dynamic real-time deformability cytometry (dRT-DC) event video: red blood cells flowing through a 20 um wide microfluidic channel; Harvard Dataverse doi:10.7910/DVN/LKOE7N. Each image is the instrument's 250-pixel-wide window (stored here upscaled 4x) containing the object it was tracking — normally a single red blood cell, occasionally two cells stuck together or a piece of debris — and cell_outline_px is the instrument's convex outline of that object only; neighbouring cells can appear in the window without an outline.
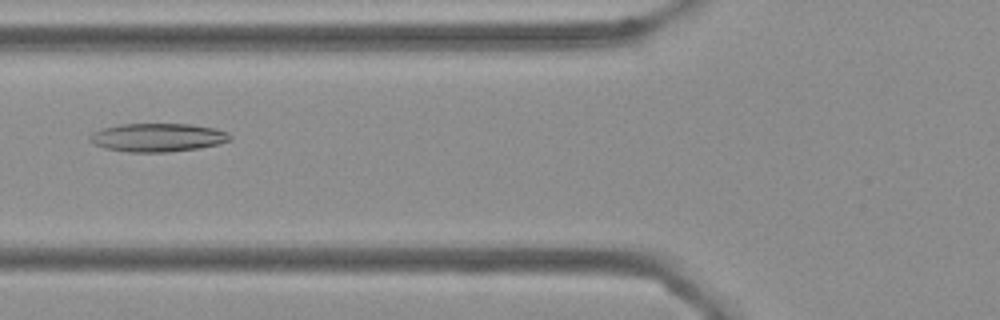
{"species": "Egyptian fruit bat (a non-hibernating species)", "species_latin": "Rousettus aegyptiacus", "temperature_condition": "cold", "stored_images_in_passage": 6, "camera_frame_rate_fps": 3000, "um_per_image_px": 0.085, "frame": {"image": 1, "passage_image": 6, "time_ms": 1.667, "image_size_px": [1000, 320], "cell_outline_px": [[232, 140], [220, 144], [200, 148], [168, 152], [128, 152], [104, 148], [88, 140], [88, 136], [92, 132], [104, 128], [120, 124], [192, 124], [216, 128], [228, 132], [232, 136]], "centroid_in_image_um": [13.44, 11.68], "position_along_channel_um": 112.4, "area_um2": 23.47}}